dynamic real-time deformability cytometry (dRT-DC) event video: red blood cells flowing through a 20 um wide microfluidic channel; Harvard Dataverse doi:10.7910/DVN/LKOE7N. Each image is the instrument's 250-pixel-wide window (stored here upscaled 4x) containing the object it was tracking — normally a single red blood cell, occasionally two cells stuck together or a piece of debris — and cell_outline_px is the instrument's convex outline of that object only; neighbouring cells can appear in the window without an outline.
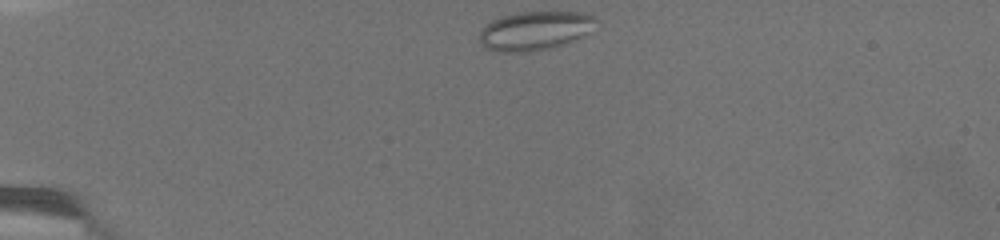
{"species": "common noctule bat (a hibernating species)", "species_latin": "Nyctalus noctula", "temperature_condition": "warm", "stored_images_in_passage": 43, "camera_frame_rate_fps": 3000, "um_per_image_px": 0.085, "animal": {"sex": "female", "body_mass_g": 19.5, "forearm_length_mm": 54.1}, "frame": {"image": 1, "passage_image": 1, "time_ms": 0.0, "image_size_px": [1000, 240], "cell_outline_px": [[596, 20], [580, 36], [564, 44], [548, 48], [524, 52], [500, 52], [484, 48], [476, 40], [480, 32], [492, 20], [500, 16], [516, 12], [580, 12], [596, 16]], "centroid_in_image_um": [45.34, 2.61], "position_along_channel_um": 39.7, "area_um2": 26.07}}
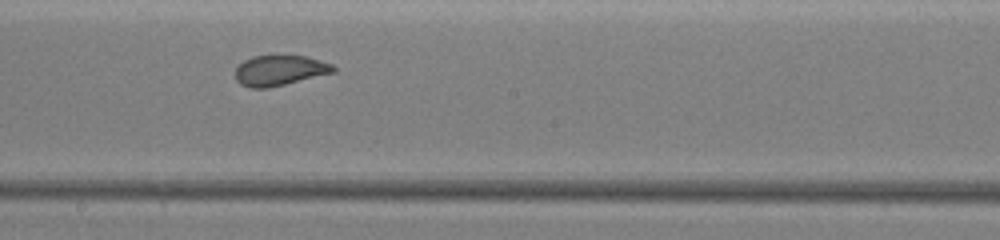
{"frame": {"image": 2, "passage_image": 25, "time_ms": 8.0, "image_size_px": [1000, 240], "cell_outline_px": [[336, 72], [268, 88], [252, 88], [240, 84], [236, 80], [236, 68], [244, 60], [252, 56], [304, 56], [320, 60], [332, 64], [336, 68]], "centroid_in_image_um": [23.78, 5.99], "position_along_channel_um": 224.4, "area_um2": 17.22}}
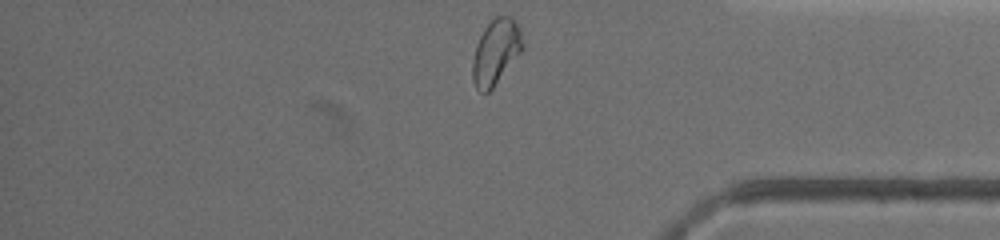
{"frame": {"image": 3, "passage_image": 43, "time_ms": 14.0, "image_size_px": [1000, 240], "cell_outline_px": [[524, 48], [492, 88], [488, 92], [480, 92], [476, 88], [472, 80], [472, 60], [476, 44], [484, 28], [496, 16], [512, 16], [516, 20], [524, 44]], "centroid_in_image_um": [42.14, 4.4], "position_along_channel_um": 393.1, "area_um2": 18.96}, "authors_computed_cell_mechanics": {"area_um2": 18.207, "velocity_mm_per_s": 3.0296, "shape_relaxation_time_tau1_ms": null, "shape_relaxation_time_tau2_ms": 0.6843, "deformation_change_tau1": null, "deformation_change_tau2": 0.0685}}